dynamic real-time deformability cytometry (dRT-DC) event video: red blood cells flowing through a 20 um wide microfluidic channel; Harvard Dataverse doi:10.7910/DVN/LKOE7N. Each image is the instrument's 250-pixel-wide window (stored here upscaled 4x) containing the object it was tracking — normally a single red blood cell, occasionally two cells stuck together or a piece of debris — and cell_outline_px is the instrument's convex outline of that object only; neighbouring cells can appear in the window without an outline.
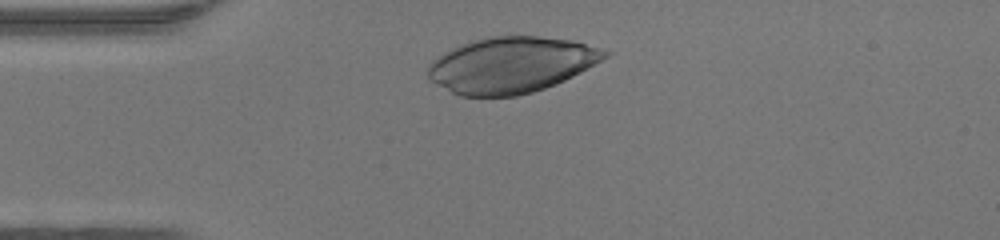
{"species": "human", "species_latin": "Homo sapiens", "temperature_condition": "warm", "stored_images_in_passage": 29, "camera_frame_rate_fps": 3000, "um_per_image_px": 0.085, "donor": {"sex": "female"}, "frame": {"image": 1, "passage_image": 3, "time_ms": 0.667, "image_size_px": [1000, 240], "cell_outline_px": [[612, 52], [608, 56], [572, 76], [556, 84], [532, 92], [516, 96], [460, 96], [436, 84], [428, 76], [428, 64], [432, 60], [444, 52], [452, 48], [472, 40], [488, 36], [540, 36], [572, 40], [600, 48]], "centroid_in_image_um": [43.43, 5.51], "position_along_channel_um": 41.6, "area_um2": 57.34}}
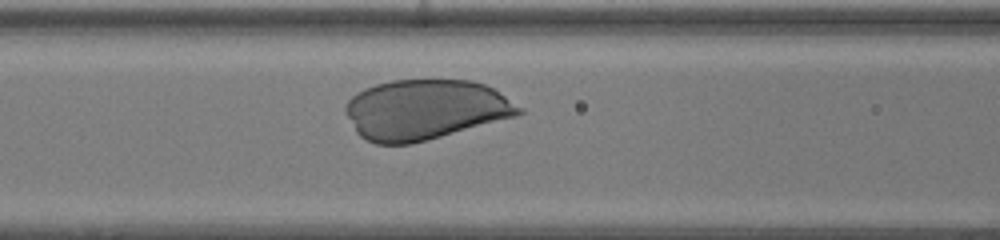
{"frame": {"image": 2, "passage_image": 11, "time_ms": 3.333, "image_size_px": [1000, 240], "cell_outline_px": [[524, 112], [516, 116], [440, 136], [408, 144], [376, 144], [360, 136], [356, 132], [344, 112], [344, 108], [348, 100], [356, 92], [364, 88], [376, 84], [392, 80], [472, 80], [484, 84], [492, 88], [524, 108]], "centroid_in_image_um": [36.11, 9.3], "position_along_channel_um": 130.5, "area_um2": 60.4}}
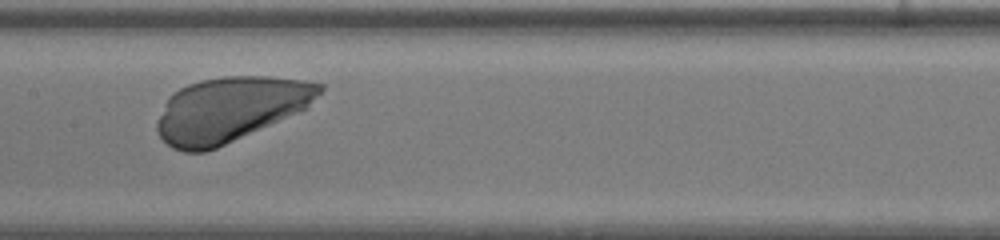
{"frame": {"image": 3, "passage_image": 15, "time_ms": 4.667, "image_size_px": [1000, 240], "cell_outline_px": [[324, 88], [304, 108], [296, 112], [216, 148], [204, 152], [184, 152], [172, 148], [156, 132], [156, 120], [168, 96], [172, 92], [188, 84], [200, 80], [224, 76], [272, 76], [304, 80], [324, 84]], "centroid_in_image_um": [19.47, 9.27], "position_along_channel_um": 187.9, "area_um2": 60.69}}